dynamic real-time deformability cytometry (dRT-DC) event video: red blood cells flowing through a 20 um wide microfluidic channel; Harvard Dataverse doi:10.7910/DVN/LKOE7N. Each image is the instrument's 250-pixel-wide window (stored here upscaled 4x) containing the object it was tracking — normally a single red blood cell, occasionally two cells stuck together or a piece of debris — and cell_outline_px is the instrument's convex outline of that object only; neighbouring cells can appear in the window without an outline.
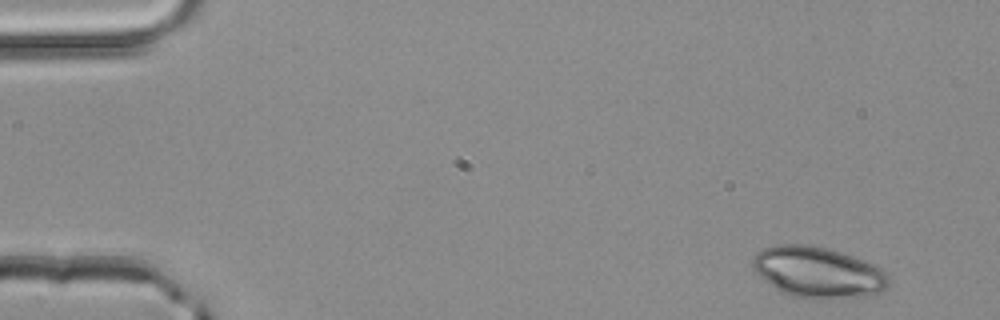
{"species": "common noctule bat (a hibernating species)", "species_latin": "Nyctalus noctula", "temperature_condition": "room temperature", "stored_images_in_passage": 3, "camera_frame_rate_fps": 3000, "um_per_image_px": 0.085, "animal": {"sex": "male", "body_mass_g": 20.4}, "frame": {"image": 1, "passage_image": 1, "time_ms": 0.0, "image_size_px": [1000, 320], "cell_outline_px": [[888, 288], [884, 292], [876, 296], [820, 300], [812, 300], [792, 296], [776, 288], [764, 280], [752, 268], [752, 256], [756, 252], [764, 248], [780, 244], [808, 244], [840, 252], [864, 260], [888, 272]], "centroid_in_image_um": [69.57, 23.18], "position_along_channel_um": 15.4, "area_um2": 41.04}}